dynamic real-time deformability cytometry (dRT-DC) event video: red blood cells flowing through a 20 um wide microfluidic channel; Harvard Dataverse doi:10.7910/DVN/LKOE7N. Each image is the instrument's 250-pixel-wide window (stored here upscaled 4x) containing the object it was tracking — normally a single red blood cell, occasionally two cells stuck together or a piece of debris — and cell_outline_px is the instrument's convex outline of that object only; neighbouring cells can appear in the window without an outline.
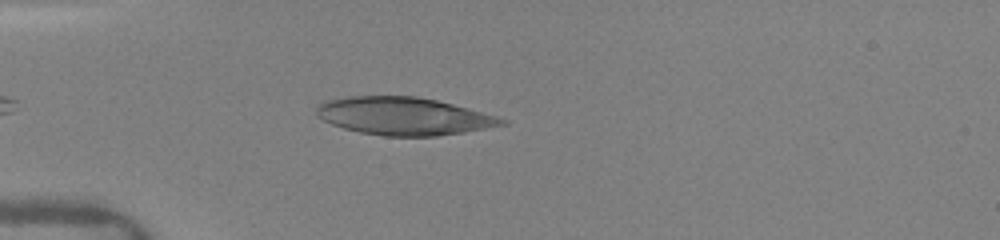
{"species": "human", "species_latin": "Homo sapiens", "temperature_condition": "warm", "stored_images_in_passage": 8, "camera_frame_rate_fps": 3000, "um_per_image_px": 0.085, "donor": {"sex": "female"}, "frame": {"image": 1, "passage_image": 3, "time_ms": 1.0, "image_size_px": [1000, 240], "cell_outline_px": [[508, 124], [464, 132], [436, 136], [384, 136], [360, 132], [344, 128], [332, 124], [316, 116], [316, 108], [324, 100], [348, 96], [416, 96], [436, 100], [468, 108], [496, 116], [508, 120]], "centroid_in_image_um": [34.3, 9.87], "position_along_channel_um": 50.7, "area_um2": 40.69}}
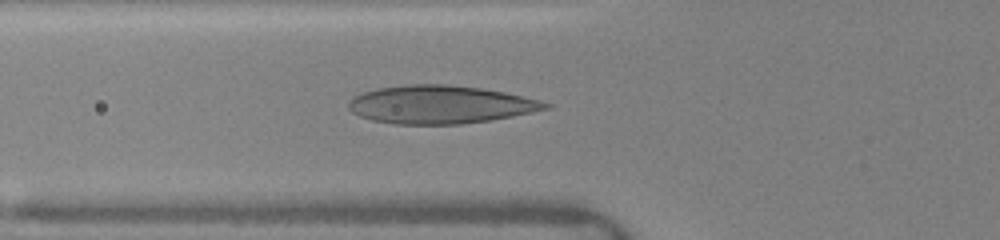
{"frame": {"image": 2, "passage_image": 8, "time_ms": 2.333, "image_size_px": [1000, 240], "cell_outline_px": [[552, 108], [512, 116], [488, 120], [460, 124], [396, 124], [372, 120], [360, 116], [352, 112], [348, 108], [348, 104], [352, 96], [376, 88], [404, 84], [448, 84], [480, 88], [504, 92], [540, 100], [552, 104]], "centroid_in_image_um": [37.41, 8.88], "position_along_channel_um": 88.4, "area_um2": 43.75}}